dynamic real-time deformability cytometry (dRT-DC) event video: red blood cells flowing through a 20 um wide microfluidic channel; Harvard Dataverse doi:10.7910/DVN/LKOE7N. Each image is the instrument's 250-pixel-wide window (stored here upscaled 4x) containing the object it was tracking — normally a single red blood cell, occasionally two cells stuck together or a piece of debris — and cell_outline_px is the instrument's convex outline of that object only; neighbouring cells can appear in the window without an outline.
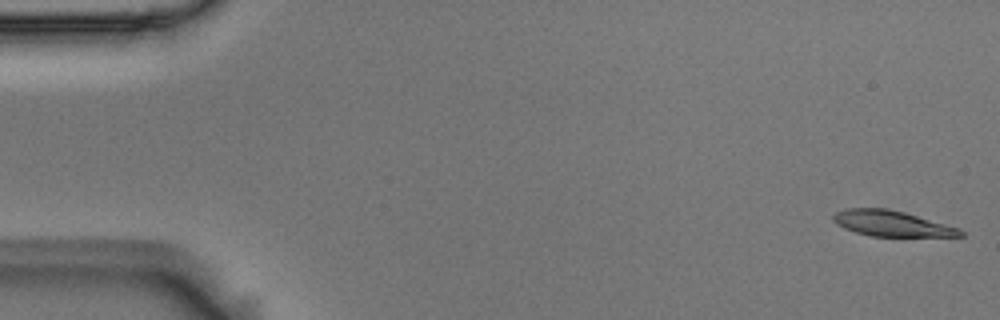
{"species": "Egyptian fruit bat (a non-hibernating species)", "species_latin": "Rousettus aegyptiacus", "temperature_condition": "room temperature", "stored_images_in_passage": 54, "camera_frame_rate_fps": 3000, "um_per_image_px": 0.085, "animal": {"sex": "male"}, "frame": {"image": 1, "passage_image": 1, "time_ms": 0.0, "image_size_px": [1000, 320], "cell_outline_px": [[964, 236], [872, 236], [856, 232], [844, 228], [836, 224], [832, 220], [832, 216], [836, 212], [844, 208], [884, 208], [904, 212], [960, 228], [964, 232]], "centroid_in_image_um": [75.77, 18.99], "position_along_channel_um": 9.2, "area_um2": 18.9}}
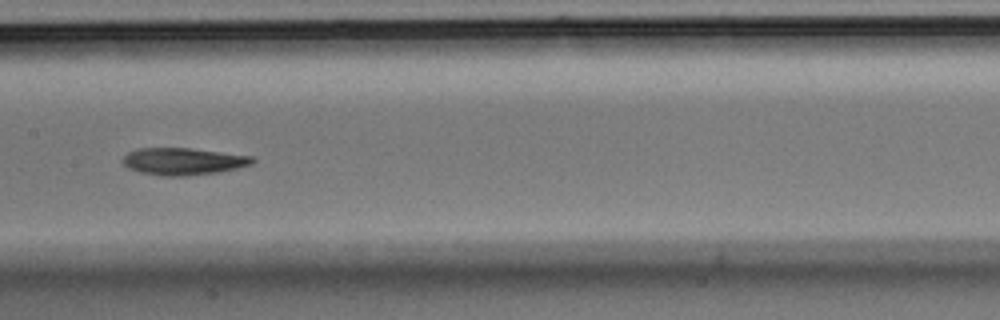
{"frame": {"image": 2, "passage_image": 27, "time_ms": 8.667, "image_size_px": [1000, 320], "cell_outline_px": [[256, 160], [252, 164], [236, 168], [216, 172], [188, 176], [160, 176], [140, 172], [128, 168], [120, 160], [128, 152], [136, 148], [192, 148], [256, 156]], "centroid_in_image_um": [15.58, 13.71], "position_along_channel_um": 191.8, "area_um2": 20.75}}
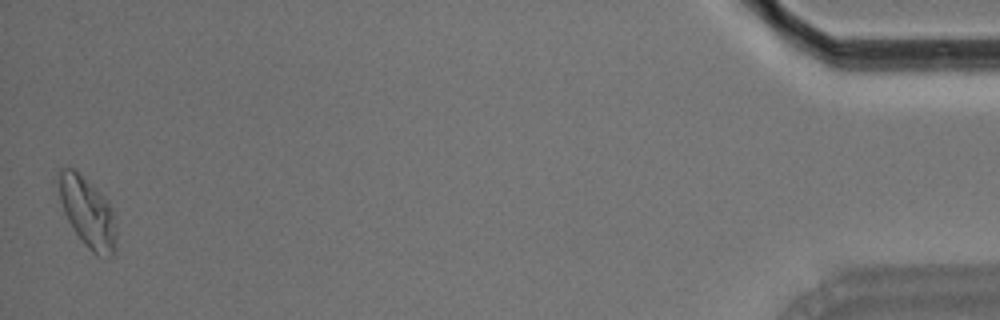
{"frame": {"image": 3, "passage_image": 54, "time_ms": 17.667, "image_size_px": [1000, 320], "cell_outline_px": [[116, 252], [108, 260], [96, 256], [84, 244], [68, 220], [64, 212], [60, 200], [60, 168], [72, 168], [100, 192], [108, 200], [112, 208], [116, 236]], "centroid_in_image_um": [7.5, 18.15], "position_along_channel_um": 427.7, "area_um2": 23.24}, "authors_computed_cell_mechanics": {"area_um2": 20.2589, "velocity_mm_per_s": 3.6389, "shape_relaxation_time_tau1_ms": 9.1842, "shape_relaxation_time_tau2_ms": 11.05, "deformation_change_tau1": 0.2298, "deformation_change_tau2": 0.175}}